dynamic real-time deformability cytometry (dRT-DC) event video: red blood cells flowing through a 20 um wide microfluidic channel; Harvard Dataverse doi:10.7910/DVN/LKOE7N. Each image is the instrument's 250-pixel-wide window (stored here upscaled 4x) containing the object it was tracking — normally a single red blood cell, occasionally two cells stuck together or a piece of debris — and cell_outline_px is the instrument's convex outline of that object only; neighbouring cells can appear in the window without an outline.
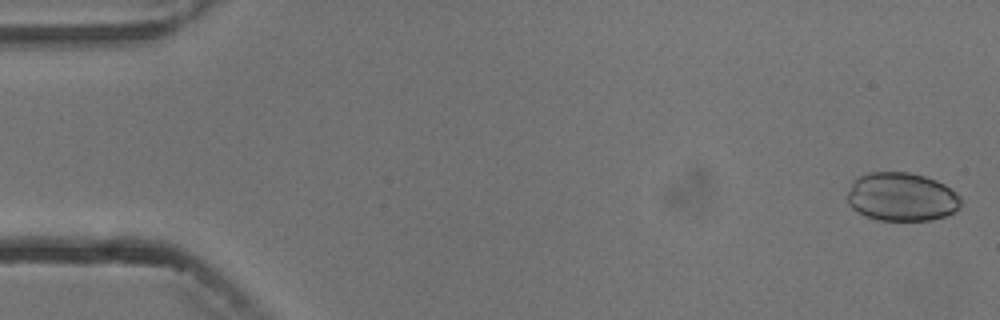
{"species": "common noctule bat (a hibernating species)", "species_latin": "Nyctalus noctula", "temperature_condition": "cold", "stored_images_in_passage": 5, "camera_frame_rate_fps": 3000, "um_per_image_px": 0.085, "animal": {"sex": "male", "body_mass_g": 13.3}, "frame": {"image": 1, "passage_image": 1, "time_ms": 0.0, "image_size_px": [1000, 320], "cell_outline_px": [[960, 204], [952, 212], [944, 216], [932, 220], [876, 220], [864, 216], [856, 212], [848, 204], [848, 192], [852, 180], [868, 172], [908, 172], [924, 176], [936, 180], [944, 184], [956, 192], [960, 196]], "centroid_in_image_um": [76.59, 16.73], "position_along_channel_um": 8.4, "area_um2": 32.19}}